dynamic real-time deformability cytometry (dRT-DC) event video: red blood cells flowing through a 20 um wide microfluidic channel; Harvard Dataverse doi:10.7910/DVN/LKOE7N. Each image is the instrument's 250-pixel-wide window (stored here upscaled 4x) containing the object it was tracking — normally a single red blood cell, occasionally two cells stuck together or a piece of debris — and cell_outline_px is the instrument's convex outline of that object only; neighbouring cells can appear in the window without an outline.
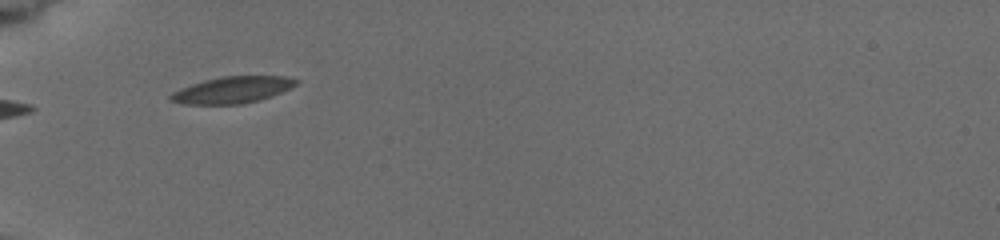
{"species": "common noctule bat (a hibernating species)", "species_latin": "Nyctalus noctula", "temperature_condition": "cold", "stored_images_in_passage": 3, "camera_frame_rate_fps": 3000, "um_per_image_px": 0.085, "animal": {"sex": "female", "body_mass_g": 19.5, "forearm_length_mm": 54.1}, "frame": {"image": 1, "passage_image": 2, "time_ms": 1.0, "image_size_px": [1000, 240], "cell_outline_px": [[300, 80], [292, 88], [272, 96], [260, 100], [240, 104], [184, 104], [172, 100], [168, 96], [172, 92], [180, 88], [204, 80], [220, 76], [288, 76]], "centroid_in_image_um": [19.79, 7.63], "position_along_channel_um": 65.2, "area_um2": 19.54}}